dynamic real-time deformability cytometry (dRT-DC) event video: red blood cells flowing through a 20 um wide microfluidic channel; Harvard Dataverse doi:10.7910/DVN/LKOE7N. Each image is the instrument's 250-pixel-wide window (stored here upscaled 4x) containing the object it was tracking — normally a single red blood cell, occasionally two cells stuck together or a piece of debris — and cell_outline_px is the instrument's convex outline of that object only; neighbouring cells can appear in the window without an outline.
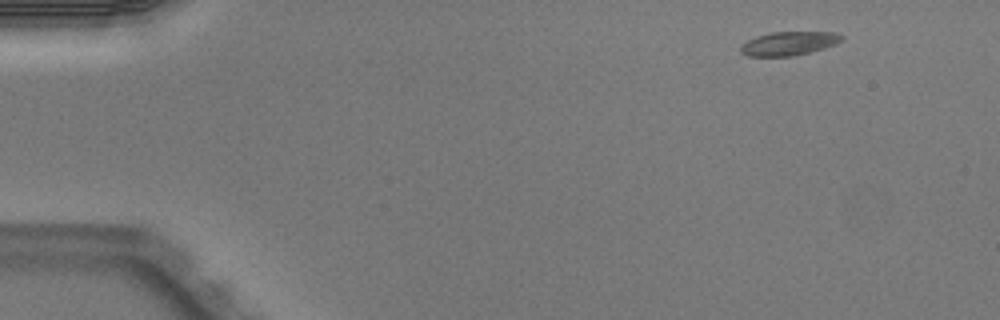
{"species": "Egyptian fruit bat (a non-hibernating species)", "species_latin": "Rousettus aegyptiacus", "temperature_condition": "warm", "stored_images_in_passage": 3, "camera_frame_rate_fps": 3000, "um_per_image_px": 0.085, "animal": {"sex": "male"}, "frame": {"image": 1, "passage_image": 1, "time_ms": 0.0, "image_size_px": [1000, 320], "cell_outline_px": [[844, 40], [836, 44], [824, 48], [796, 56], [748, 56], [740, 52], [740, 44], [756, 36], [772, 32], [836, 32], [844, 36]], "centroid_in_image_um": [67.07, 3.69], "position_along_channel_um": 17.9, "area_um2": 14.16}}
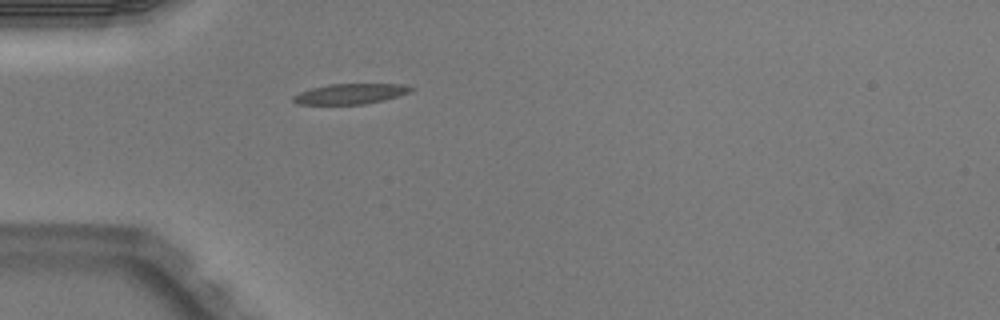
{"frame": {"image": 2, "passage_image": 3, "time_ms": 0.667, "image_size_px": [1000, 320], "cell_outline_px": [[412, 88], [408, 92], [400, 96], [384, 100], [364, 104], [296, 104], [292, 100], [292, 96], [300, 92], [312, 88], [328, 84], [404, 84]], "centroid_in_image_um": [29.75, 7.98], "position_along_channel_um": 55.3, "area_um2": 13.87}}